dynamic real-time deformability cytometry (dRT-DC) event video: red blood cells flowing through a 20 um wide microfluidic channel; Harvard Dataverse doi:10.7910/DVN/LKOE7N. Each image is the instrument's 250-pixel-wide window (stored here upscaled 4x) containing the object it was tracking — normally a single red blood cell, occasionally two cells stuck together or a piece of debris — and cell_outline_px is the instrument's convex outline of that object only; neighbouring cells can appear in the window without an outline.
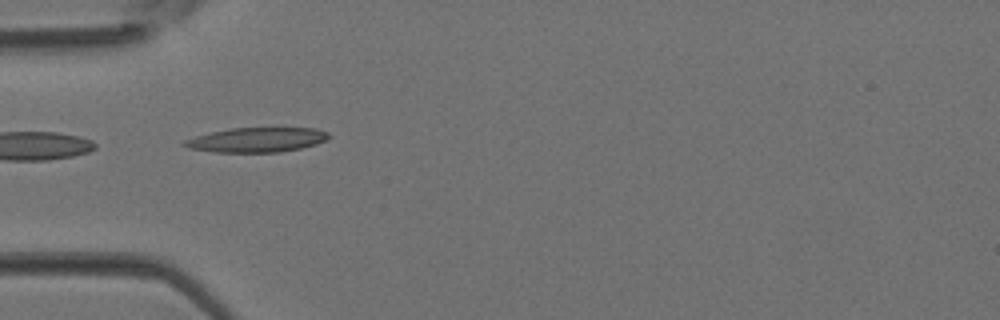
{"species": "Egyptian fruit bat (a non-hibernating species)", "species_latin": "Rousettus aegyptiacus", "temperature_condition": "room temperature", "stored_images_in_passage": 1, "camera_frame_rate_fps": 3000, "um_per_image_px": 0.085, "animal": {"sex": "female"}, "frame": {"image": 1, "passage_image": 1, "time_ms": 0.0, "image_size_px": [1000, 320], "cell_outline_px": [[332, 136], [316, 144], [300, 148], [280, 152], [212, 152], [188, 148], [180, 144], [184, 140], [196, 136], [212, 132], [232, 128], [316, 128], [328, 132]], "centroid_in_image_um": [21.81, 11.89], "position_along_channel_um": 63.2, "area_um2": 20.69}}